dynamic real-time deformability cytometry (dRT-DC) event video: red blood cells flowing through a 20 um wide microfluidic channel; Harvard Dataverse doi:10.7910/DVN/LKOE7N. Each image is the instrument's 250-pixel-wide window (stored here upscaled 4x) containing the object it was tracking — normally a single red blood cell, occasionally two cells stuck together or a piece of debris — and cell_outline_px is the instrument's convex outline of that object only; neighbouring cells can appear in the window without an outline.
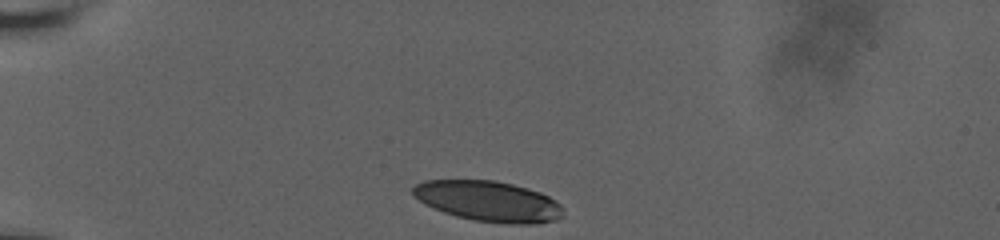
{"species": "human", "species_latin": "Homo sapiens", "temperature_condition": "room temperature", "stored_images_in_passage": 34, "camera_frame_rate_fps": 3000, "um_per_image_px": 0.085, "donor": {"sex": "male"}, "frame": {"image": 1, "passage_image": 1, "time_ms": 0.0, "image_size_px": [1000, 240], "cell_outline_px": [[560, 216], [556, 220], [536, 224], [508, 224], [472, 220], [456, 216], [432, 208], [424, 204], [412, 196], [412, 188], [416, 184], [424, 180], [496, 180], [528, 188], [540, 192], [548, 196], [560, 204]], "centroid_in_image_um": [41.46, 17.1], "position_along_channel_um": 43.5, "area_um2": 35.55}}
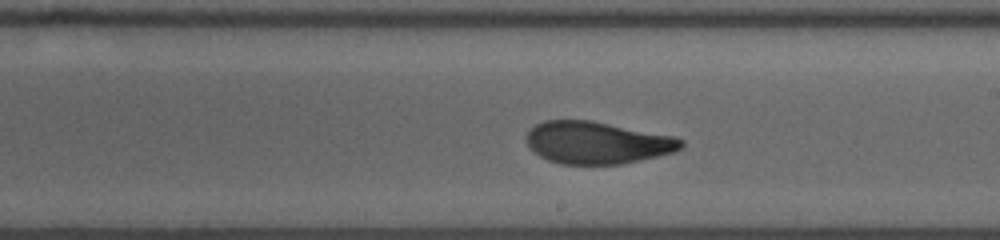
{"frame": {"image": 2, "passage_image": 20, "time_ms": 6.333, "image_size_px": [1000, 240], "cell_outline_px": [[684, 144], [676, 152], [620, 164], [560, 164], [548, 160], [540, 156], [528, 144], [524, 136], [536, 124], [544, 120], [592, 120], [672, 136], [684, 140]], "centroid_in_image_um": [50.75, 12.12], "position_along_channel_um": 238.3, "area_um2": 37.92}}
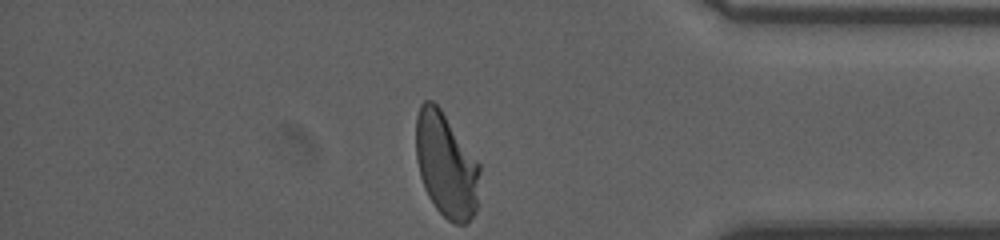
{"frame": {"image": 3, "passage_image": 34, "time_ms": 11.0, "image_size_px": [1000, 240], "cell_outline_px": [[480, 172], [476, 208], [472, 216], [464, 224], [456, 224], [448, 220], [436, 208], [428, 196], [424, 188], [420, 176], [416, 160], [416, 116], [420, 104], [424, 100], [432, 100], [440, 108], [480, 164]], "centroid_in_image_um": [37.9, 14.01], "position_along_channel_um": 397.3, "area_um2": 38.78}, "authors_computed_cell_mechanics": {"area_um2": 38.2925, "velocity_mm_per_s": 3.8208, "shape_relaxation_time_tau1_ms": 5.6108, "shape_relaxation_time_tau2_ms": 1.3134, "deformation_change_tau1": 0.1839, "deformation_change_tau2": 0.0799}}